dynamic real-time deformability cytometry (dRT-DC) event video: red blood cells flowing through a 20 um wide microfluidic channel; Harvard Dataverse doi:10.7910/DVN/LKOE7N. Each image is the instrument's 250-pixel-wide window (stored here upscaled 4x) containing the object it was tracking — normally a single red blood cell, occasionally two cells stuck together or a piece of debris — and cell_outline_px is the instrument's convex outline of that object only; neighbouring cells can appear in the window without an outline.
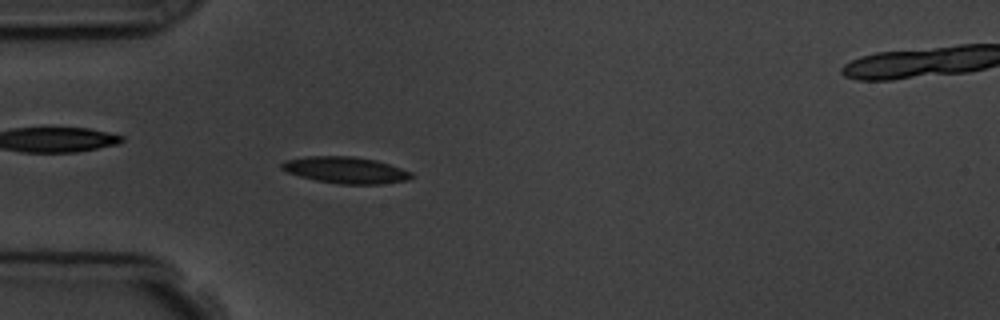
{"species": "common noctule bat (a hibernating species)", "species_latin": "Nyctalus noctula", "temperature_condition": "room temperature", "stored_images_in_passage": 6, "camera_frame_rate_fps": 3000, "um_per_image_px": 0.085, "animal": {"sex": "male", "body_mass_g": 19.5, "forearm_length_mm": 54.6}, "frame": {"image": 1, "passage_image": 5, "time_ms": 5.333, "image_size_px": [1000, 320], "cell_outline_px": [[412, 176], [408, 180], [380, 184], [340, 184], [316, 180], [300, 176], [288, 172], [280, 168], [280, 164], [284, 160], [308, 156], [352, 156], [376, 160], [412, 172]], "centroid_in_image_um": [29.35, 14.45], "position_along_channel_um": 55.6, "area_um2": 19.94}}